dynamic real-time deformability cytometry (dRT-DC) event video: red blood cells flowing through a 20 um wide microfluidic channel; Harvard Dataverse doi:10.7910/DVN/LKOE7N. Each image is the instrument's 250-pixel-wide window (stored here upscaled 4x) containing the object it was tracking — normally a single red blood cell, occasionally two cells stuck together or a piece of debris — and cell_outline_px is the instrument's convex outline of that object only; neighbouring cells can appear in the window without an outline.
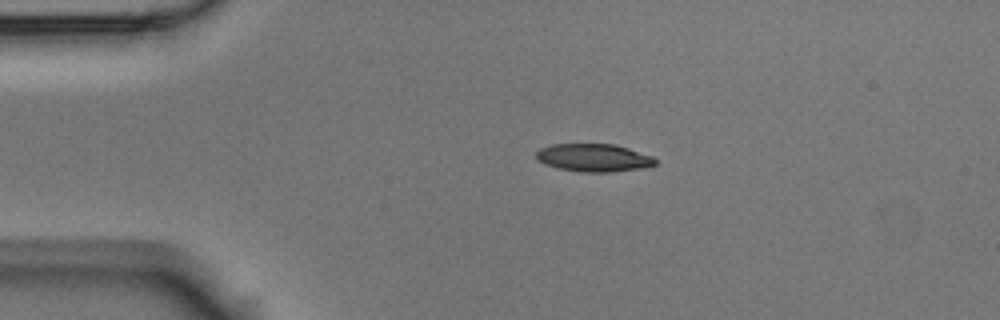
{"species": "Egyptian fruit bat (a non-hibernating species)", "species_latin": "Rousettus aegyptiacus", "temperature_condition": "room temperature", "stored_images_in_passage": 2, "camera_frame_rate_fps": 3000, "um_per_image_px": 0.085, "animal": {"sex": "male"}, "frame": {"image": 1, "passage_image": 1, "time_ms": 0.0, "image_size_px": [1000, 320], "cell_outline_px": [[656, 164], [644, 168], [608, 172], [584, 172], [560, 168], [544, 164], [536, 160], [536, 152], [540, 148], [552, 144], [616, 144], [652, 156], [656, 160]], "centroid_in_image_um": [50.45, 13.4], "position_along_channel_um": 34.5, "area_um2": 19.31}}